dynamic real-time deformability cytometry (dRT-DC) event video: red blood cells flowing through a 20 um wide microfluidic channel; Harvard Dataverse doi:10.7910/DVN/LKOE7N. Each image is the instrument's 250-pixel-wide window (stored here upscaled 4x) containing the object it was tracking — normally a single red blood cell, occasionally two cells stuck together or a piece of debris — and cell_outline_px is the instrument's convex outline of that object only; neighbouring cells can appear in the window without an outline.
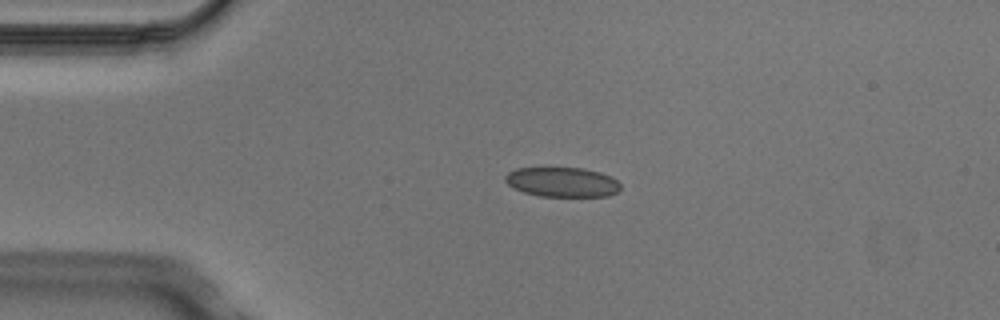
{"species": "Egyptian fruit bat (a non-hibernating species)", "species_latin": "Rousettus aegyptiacus", "temperature_condition": "cold", "stored_images_in_passage": 3, "camera_frame_rate_fps": 3000, "um_per_image_px": 0.085, "animal": {"sex": "male"}, "frame": {"image": 1, "passage_image": 2, "time_ms": 0.333, "image_size_px": [1000, 320], "cell_outline_px": [[620, 188], [616, 192], [608, 196], [540, 196], [524, 192], [508, 184], [504, 180], [504, 176], [508, 172], [516, 168], [584, 168], [600, 172], [612, 176], [620, 184]], "centroid_in_image_um": [47.79, 15.47], "position_along_channel_um": 37.2, "area_um2": 19.88}}